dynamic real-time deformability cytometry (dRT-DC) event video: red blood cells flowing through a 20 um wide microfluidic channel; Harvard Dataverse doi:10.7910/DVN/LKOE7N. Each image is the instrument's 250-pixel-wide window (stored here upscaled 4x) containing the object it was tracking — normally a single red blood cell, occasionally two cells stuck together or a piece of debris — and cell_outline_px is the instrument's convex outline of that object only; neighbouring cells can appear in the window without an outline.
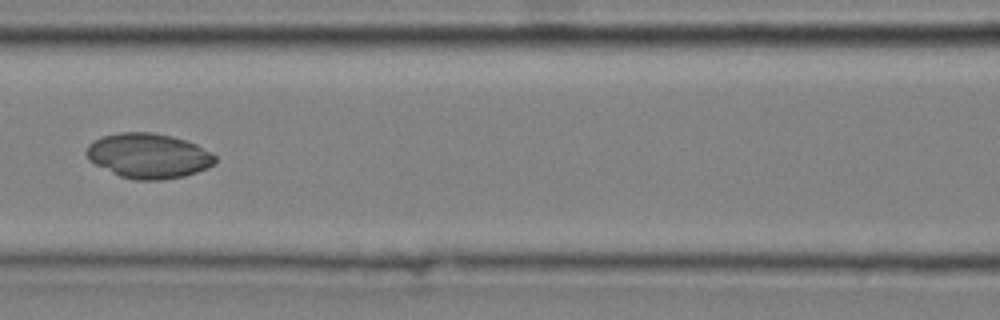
{"species": "common noctule bat (a hibernating species)", "species_latin": "Nyctalus noctula", "temperature_condition": "cold", "stored_images_in_passage": 9, "camera_frame_rate_fps": 3000, "um_per_image_px": 0.085, "animal": {"sex": "male", "body_mass_g": 20.4}, "frame": {"image": 1, "passage_image": 7, "time_ms": 2.0, "image_size_px": [1000, 320], "cell_outline_px": [[216, 164], [208, 168], [184, 176], [164, 180], [136, 180], [120, 176], [88, 160], [84, 152], [88, 144], [92, 140], [104, 136], [120, 132], [152, 132], [172, 136], [196, 144], [212, 152], [216, 156]], "centroid_in_image_um": [12.63, 13.24], "position_along_channel_um": 154.0, "area_um2": 33.93}}
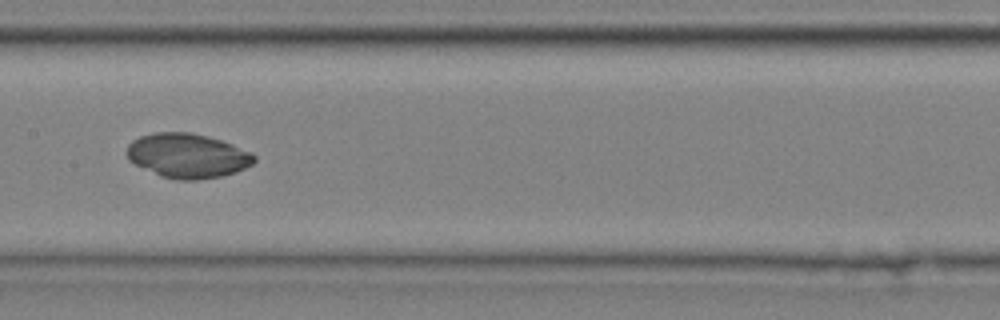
{"frame": {"image": 2, "passage_image": 8, "time_ms": 2.333, "image_size_px": [1000, 320], "cell_outline_px": [[256, 160], [252, 164], [236, 172], [224, 176], [196, 180], [176, 180], [160, 176], [128, 160], [124, 152], [128, 144], [132, 140], [140, 136], [156, 132], [192, 132], [208, 136], [232, 144], [252, 152], [256, 156]], "centroid_in_image_um": [15.93, 13.23], "position_along_channel_um": 191.5, "area_um2": 33.35}}
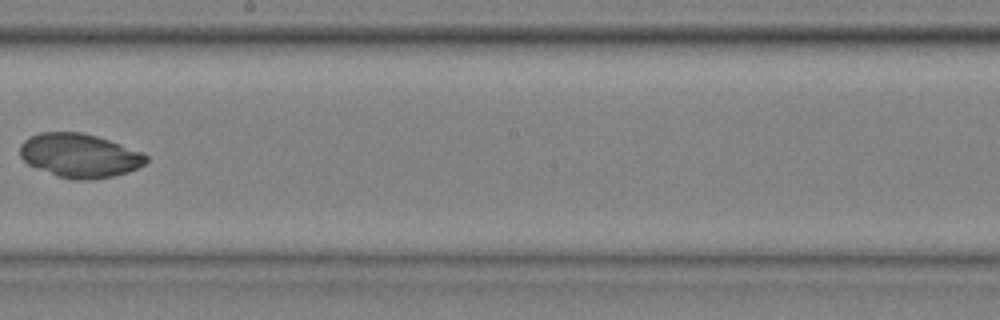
{"frame": {"image": 3, "passage_image": 9, "time_ms": 2.667, "image_size_px": [1000, 320], "cell_outline_px": [[148, 160], [144, 164], [128, 172], [112, 176], [92, 180], [72, 180], [56, 176], [28, 164], [20, 156], [20, 144], [28, 136], [40, 132], [84, 132], [144, 152], [148, 156]], "centroid_in_image_um": [6.75, 13.22], "position_along_channel_um": 241.4, "area_um2": 32.48}}